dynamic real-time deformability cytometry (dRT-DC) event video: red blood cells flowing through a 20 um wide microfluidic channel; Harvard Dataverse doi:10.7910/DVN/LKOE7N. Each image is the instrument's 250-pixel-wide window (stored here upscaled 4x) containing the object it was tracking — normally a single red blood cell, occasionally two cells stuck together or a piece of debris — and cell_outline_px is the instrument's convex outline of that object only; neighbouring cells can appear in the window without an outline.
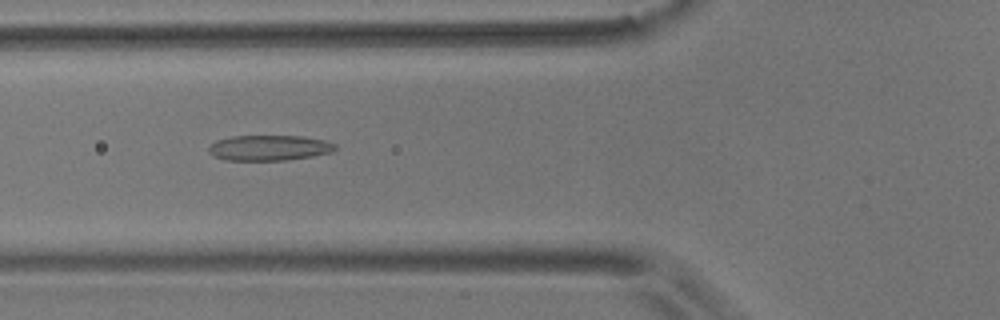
{"species": "common noctule bat (a hibernating species)", "species_latin": "Nyctalus noctula", "temperature_condition": "room temperature", "stored_images_in_passage": 54, "camera_frame_rate_fps": 3000, "um_per_image_px": 0.085, "animal": {"sex": "male", "body_mass_g": 17.9}, "frame": {"image": 1, "passage_image": 19, "time_ms": 6.0, "image_size_px": [1000, 320], "cell_outline_px": [[336, 148], [332, 152], [312, 156], [288, 160], [224, 160], [208, 152], [208, 148], [216, 140], [232, 136], [304, 136], [324, 140], [336, 144]], "centroid_in_image_um": [22.89, 12.56], "position_along_channel_um": 102.9, "area_um2": 18.73}}
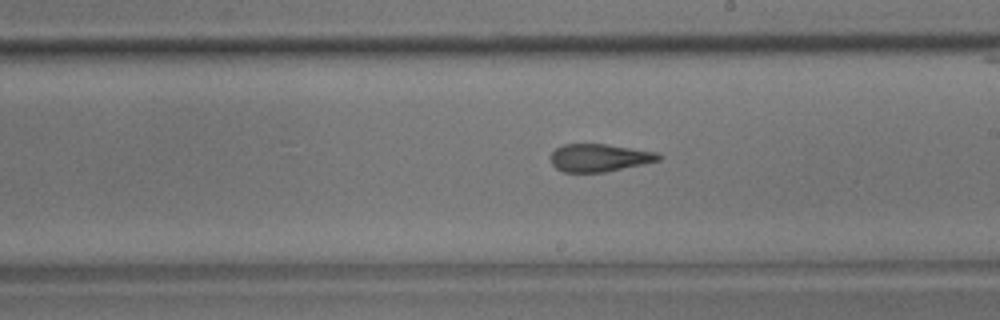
{"frame": {"image": 2, "passage_image": 30, "time_ms": 9.667, "image_size_px": [1000, 320], "cell_outline_px": [[660, 160], [644, 164], [604, 172], [564, 172], [556, 168], [552, 164], [552, 152], [556, 148], [564, 144], [604, 144], [656, 152], [660, 156]], "centroid_in_image_um": [50.93, 13.41], "position_along_channel_um": 238.1, "area_um2": 17.17}}
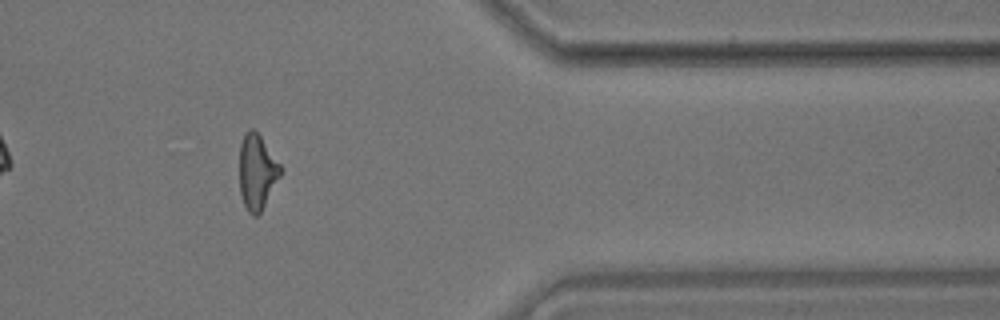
{"frame": {"image": 3, "passage_image": 44, "time_ms": 14.333, "image_size_px": [1000, 320], "cell_outline_px": [[280, 176], [260, 212], [256, 216], [252, 216], [248, 212], [244, 204], [240, 192], [240, 144], [244, 132], [248, 128], [252, 128], [260, 136], [280, 164]], "centroid_in_image_um": [21.82, 14.59], "position_along_channel_um": 389.6, "area_um2": 17.63}, "authors_computed_cell_mechanics": {"area_um2": 18.3515, "velocity_mm_per_s": 3.6746, "shape_relaxation_time_tau1_ms": null, "shape_relaxation_time_tau2_ms": 2.6325, "deformation_change_tau1": null, "deformation_change_tau2": 0.129}}